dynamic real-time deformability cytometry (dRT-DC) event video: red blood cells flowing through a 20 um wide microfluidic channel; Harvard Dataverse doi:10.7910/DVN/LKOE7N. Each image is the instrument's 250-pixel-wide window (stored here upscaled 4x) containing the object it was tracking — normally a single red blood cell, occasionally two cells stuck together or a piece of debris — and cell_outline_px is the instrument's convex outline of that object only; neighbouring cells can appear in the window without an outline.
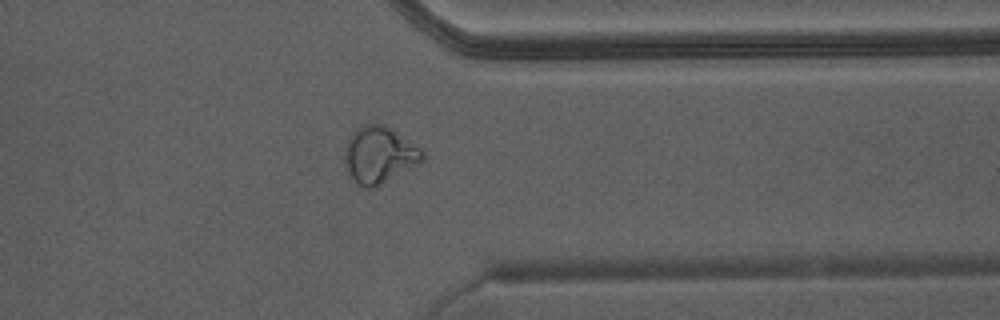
{"species": "Egyptian fruit bat (a non-hibernating species)", "species_latin": "Rousettus aegyptiacus", "temperature_condition": "warm", "stored_images_in_passage": 33, "camera_frame_rate_fps": 3000, "um_per_image_px": 0.085, "animal": {"sex": "male"}, "frame": {"image": 1, "passage_image": 24, "time_ms": 7.667, "image_size_px": [1000, 320], "cell_outline_px": [[424, 156], [420, 160], [380, 184], [372, 188], [368, 188], [356, 184], [352, 180], [344, 164], [344, 152], [348, 140], [352, 132], [356, 128], [364, 124], [376, 124], [388, 128], [424, 152]], "centroid_in_image_um": [32.11, 13.17], "position_along_channel_um": 379.3, "area_um2": 24.51}, "authors_computed_cell_mechanics": {"area_um2": 22.0796, "velocity_mm_per_s": 4.4252, "shape_relaxation_time_tau1_ms": null, "shape_relaxation_time_tau2_ms": 0.5529, "deformation_change_tau1": null, "deformation_change_tau2": 0.0737}}